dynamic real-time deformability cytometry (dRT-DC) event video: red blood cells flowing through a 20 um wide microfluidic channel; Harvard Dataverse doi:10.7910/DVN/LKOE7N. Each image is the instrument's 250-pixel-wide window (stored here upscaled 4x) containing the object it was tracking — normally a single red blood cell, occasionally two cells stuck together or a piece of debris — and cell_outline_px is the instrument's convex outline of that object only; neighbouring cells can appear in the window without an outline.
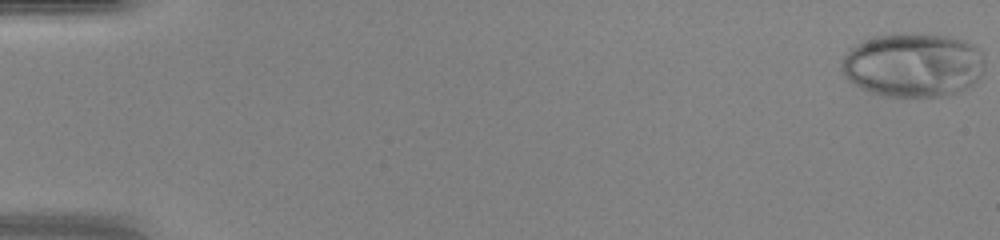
{"species": "human", "species_latin": "Homo sapiens", "temperature_condition": "warm", "stored_images_in_passage": 48, "camera_frame_rate_fps": 3000, "um_per_image_px": 0.085, "donor": {"sex": "female"}, "frame": {"image": 1, "passage_image": 1, "time_ms": 0.0, "image_size_px": [1000, 240], "cell_outline_px": [[984, 72], [972, 84], [956, 92], [944, 96], [884, 96], [860, 88], [848, 80], [844, 76], [840, 68], [840, 60], [848, 48], [856, 44], [876, 36], [948, 36], [972, 44], [980, 48], [984, 56]], "centroid_in_image_um": [77.59, 5.56], "position_along_channel_um": 7.4, "area_um2": 52.89}}
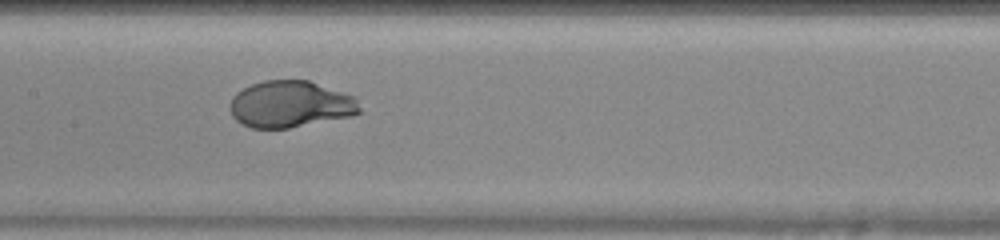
{"frame": {"image": 2, "passage_image": 25, "time_ms": 8.0, "image_size_px": [1000, 240], "cell_outline_px": [[360, 112], [352, 116], [288, 128], [252, 128], [236, 120], [232, 116], [228, 104], [232, 96], [236, 92], [252, 84], [264, 80], [308, 80], [352, 96], [356, 100], [360, 108]], "centroid_in_image_um": [24.63, 8.86], "position_along_channel_um": 182.8, "area_um2": 35.08}}
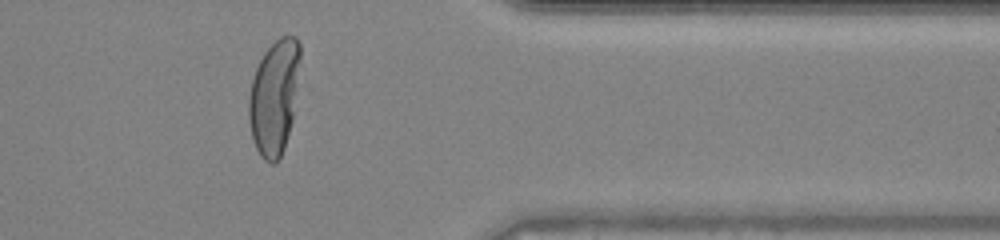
{"frame": {"image": 3, "passage_image": 40, "time_ms": 13.0, "image_size_px": [1000, 240], "cell_outline_px": [[300, 60], [292, 120], [284, 148], [280, 156], [272, 164], [264, 160], [260, 156], [256, 148], [252, 136], [248, 120], [248, 96], [252, 80], [256, 68], [264, 52], [280, 36], [296, 36], [300, 44]], "centroid_in_image_um": [23.29, 8.24], "position_along_channel_um": 388.1, "area_um2": 34.16}, "authors_computed_cell_mechanics": {"area_um2": 37.7145, "velocity_mm_per_s": 4.3659, "shape_relaxation_time_tau1_ms": 2.5389, "shape_relaxation_time_tau2_ms": null, "deformation_change_tau1": 0.2615, "deformation_change_tau2": null}}